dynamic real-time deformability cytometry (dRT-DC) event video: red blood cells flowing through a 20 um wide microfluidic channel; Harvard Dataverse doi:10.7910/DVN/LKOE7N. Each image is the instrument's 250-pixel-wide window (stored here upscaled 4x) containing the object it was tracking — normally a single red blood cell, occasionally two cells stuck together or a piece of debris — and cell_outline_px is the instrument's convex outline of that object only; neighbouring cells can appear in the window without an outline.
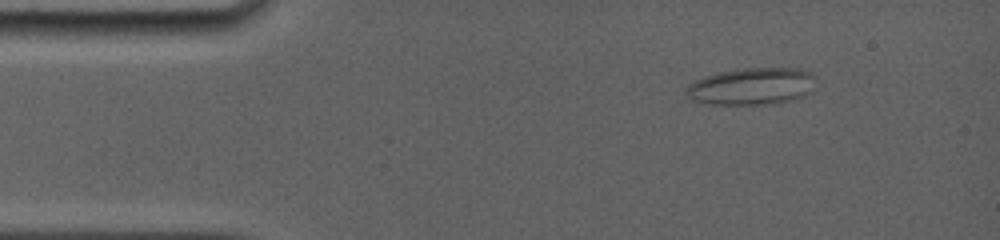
{"species": "common noctule bat (a hibernating species)", "species_latin": "Nyctalus noctula", "temperature_condition": "room temperature", "stored_images_in_passage": 9, "camera_frame_rate_fps": 5000, "um_per_image_px": 0.085, "animal": {"sex": "female", "body_mass_g": 19.0, "forearm_length_mm": 56.7}, "frame": {"image": 1, "passage_image": 2, "time_ms": 1.0, "image_size_px": [1000, 240], "cell_outline_px": [[816, 88], [812, 92], [804, 96], [792, 100], [772, 104], [712, 104], [692, 100], [684, 96], [684, 88], [688, 84], [704, 76], [720, 72], [744, 68], [800, 68], [816, 76]], "centroid_in_image_um": [63.92, 7.34], "position_along_channel_um": 21.1, "area_um2": 28.5}}
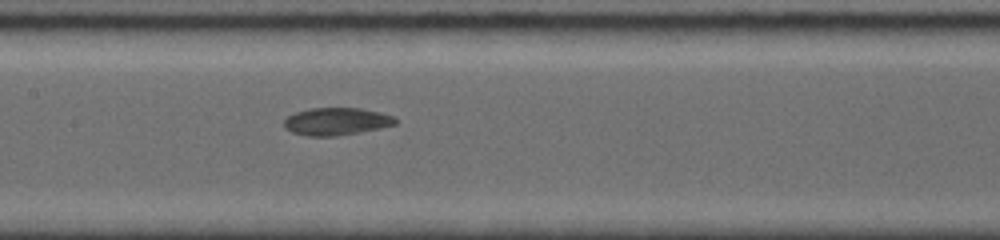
{"frame": {"image": 2, "passage_image": 8, "time_ms": 6.8, "image_size_px": [1000, 240], "cell_outline_px": [[396, 124], [380, 128], [360, 132], [336, 136], [304, 136], [292, 132], [284, 128], [284, 120], [288, 116], [296, 112], [312, 108], [360, 108], [380, 112], [396, 116]], "centroid_in_image_um": [28.6, 10.32], "position_along_channel_um": 178.8, "area_um2": 17.92}}
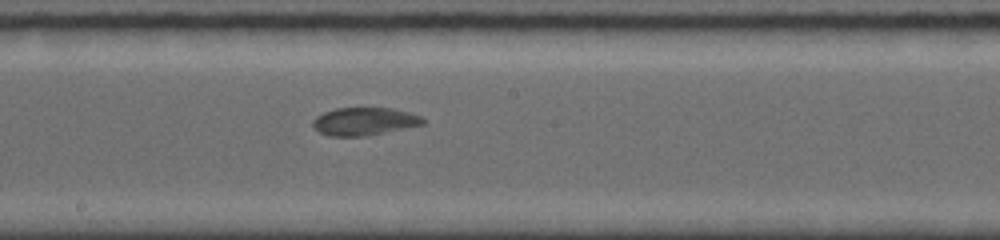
{"frame": {"image": 3, "passage_image": 9, "time_ms": 7.8, "image_size_px": [1000, 240], "cell_outline_px": [[428, 120], [424, 124], [364, 136], [328, 136], [320, 132], [312, 124], [312, 120], [316, 116], [324, 112], [336, 108], [392, 108], [408, 112], [420, 116]], "centroid_in_image_um": [30.96, 10.31], "position_along_channel_um": 217.2, "area_um2": 17.74}}